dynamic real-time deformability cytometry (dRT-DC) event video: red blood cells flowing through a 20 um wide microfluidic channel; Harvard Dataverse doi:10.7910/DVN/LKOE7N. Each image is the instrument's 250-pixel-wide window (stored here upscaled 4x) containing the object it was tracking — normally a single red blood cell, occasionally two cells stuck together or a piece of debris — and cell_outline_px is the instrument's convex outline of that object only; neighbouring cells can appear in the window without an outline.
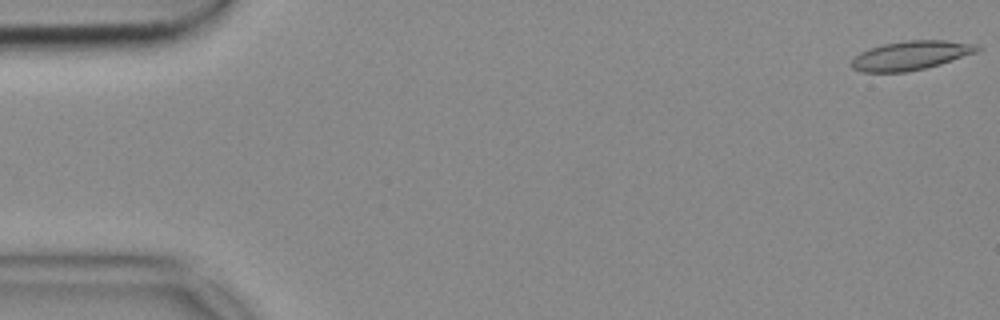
{"species": "common noctule bat (a hibernating species)", "species_latin": "Nyctalus noctula", "temperature_condition": "cold", "stored_images_in_passage": 48, "camera_frame_rate_fps": 3000, "um_per_image_px": 0.085, "animal": {"sex": "female", "body_mass_g": 18.4}, "frame": {"image": 1, "passage_image": 1, "time_ms": 0.0, "image_size_px": [1000, 320], "cell_outline_px": [[984, 48], [976, 52], [940, 64], [908, 72], [860, 72], [852, 68], [852, 60], [860, 52], [868, 48], [884, 44], [904, 40], [944, 40], [980, 44]], "centroid_in_image_um": [77.44, 4.7], "position_along_channel_um": 7.6, "area_um2": 21.39}}
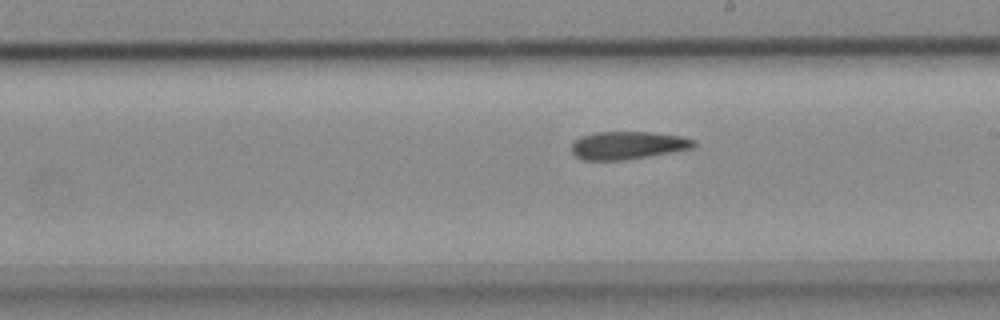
{"frame": {"image": 2, "passage_image": 30, "time_ms": 9.667, "image_size_px": [1000, 320], "cell_outline_px": [[696, 144], [692, 148], [648, 156], [624, 160], [584, 160], [576, 156], [572, 152], [572, 144], [580, 136], [596, 132], [652, 132], [680, 136], [696, 140]], "centroid_in_image_um": [53.35, 12.35], "position_along_channel_um": 235.6, "area_um2": 19.71}}
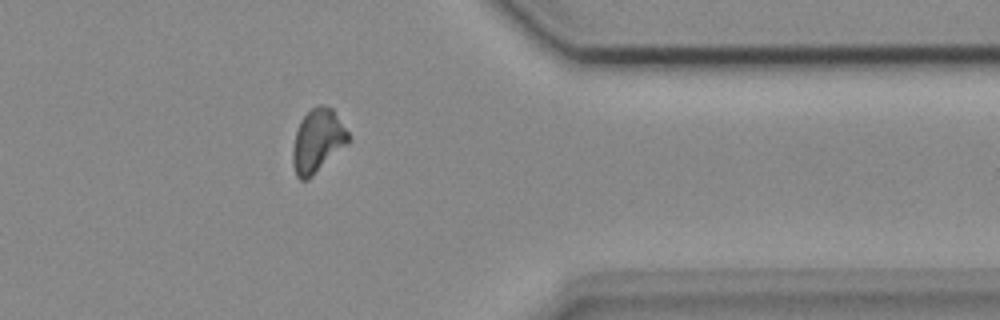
{"frame": {"image": 3, "passage_image": 43, "time_ms": 14.0, "image_size_px": [1000, 320], "cell_outline_px": [[352, 140], [348, 144], [308, 180], [300, 180], [296, 176], [292, 164], [292, 148], [296, 132], [300, 120], [316, 104], [320, 104], [332, 108], [352, 136]], "centroid_in_image_um": [27.02, 11.98], "position_along_channel_um": 384.4, "area_um2": 20.92}}